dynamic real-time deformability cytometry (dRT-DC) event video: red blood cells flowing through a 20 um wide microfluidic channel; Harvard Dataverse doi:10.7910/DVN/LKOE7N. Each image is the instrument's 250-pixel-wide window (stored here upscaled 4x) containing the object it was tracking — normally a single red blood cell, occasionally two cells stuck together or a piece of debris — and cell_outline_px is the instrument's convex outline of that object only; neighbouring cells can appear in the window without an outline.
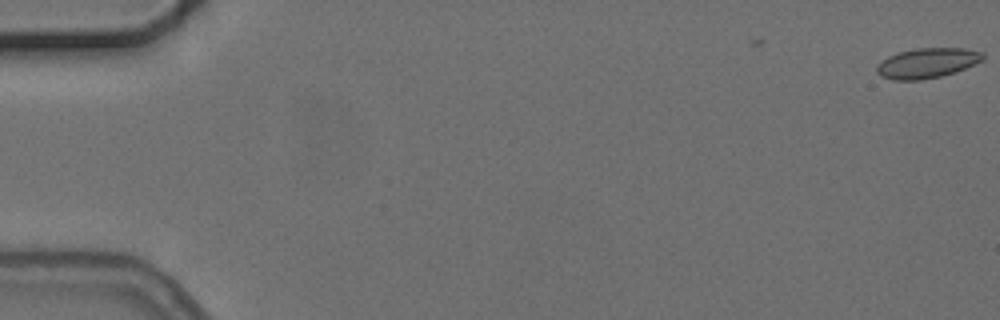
{"species": "common noctule bat (a hibernating species)", "species_latin": "Nyctalus noctula", "temperature_condition": "cold", "stored_images_in_passage": 3, "camera_frame_rate_fps": 3000, "um_per_image_px": 0.085, "animal": {"sex": "female", "body_mass_g": 24.6, "forearm_length_mm": 56.2}, "frame": {"image": 1, "passage_image": 1, "time_ms": 0.0, "image_size_px": [1000, 320], "cell_outline_px": [[984, 60], [956, 72], [940, 76], [920, 80], [892, 80], [880, 76], [876, 72], [876, 64], [880, 60], [888, 56], [900, 52], [916, 48], [964, 48], [984, 52]], "centroid_in_image_um": [78.79, 5.36], "position_along_channel_um": 6.2, "area_um2": 18.79}}